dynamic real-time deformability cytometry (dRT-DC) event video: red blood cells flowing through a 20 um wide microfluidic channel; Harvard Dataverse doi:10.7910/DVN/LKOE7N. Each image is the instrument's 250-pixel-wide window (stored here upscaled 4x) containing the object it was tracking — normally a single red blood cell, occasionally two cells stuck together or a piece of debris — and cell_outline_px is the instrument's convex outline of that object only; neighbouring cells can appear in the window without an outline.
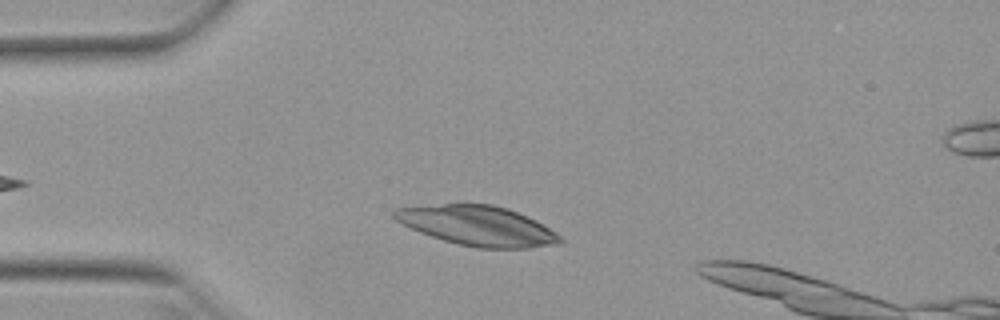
{"species": "Egyptian fruit bat (a non-hibernating species)", "species_latin": "Rousettus aegyptiacus", "temperature_condition": "warm", "stored_images_in_passage": 43, "camera_frame_rate_fps": 3000, "um_per_image_px": 0.085, "animal": {"sex": "female"}, "frame": {"image": 1, "passage_image": 8, "time_ms": 2.333, "image_size_px": [1000, 320], "cell_outline_px": [[564, 240], [556, 244], [528, 248], [480, 248], [460, 244], [444, 240], [420, 232], [396, 220], [392, 216], [392, 212], [396, 208], [444, 204], [492, 204], [508, 208], [556, 232]], "centroid_in_image_um": [40.58, 19.18], "position_along_channel_um": 44.4, "area_um2": 37.69}}
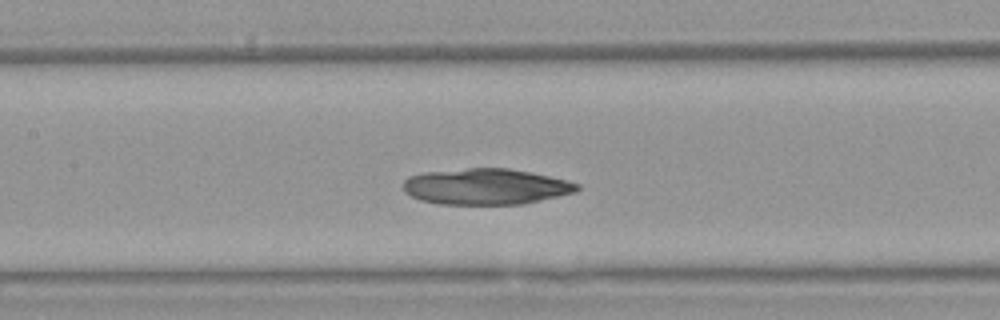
{"frame": {"image": 2, "passage_image": 19, "time_ms": 6.0, "image_size_px": [1000, 320], "cell_outline_px": [[580, 188], [576, 192], [524, 204], [440, 204], [420, 200], [404, 192], [404, 180], [408, 176], [424, 172], [468, 168], [508, 168], [568, 180], [580, 184]], "centroid_in_image_um": [41.3, 15.86], "position_along_channel_um": 166.1, "area_um2": 36.47}}
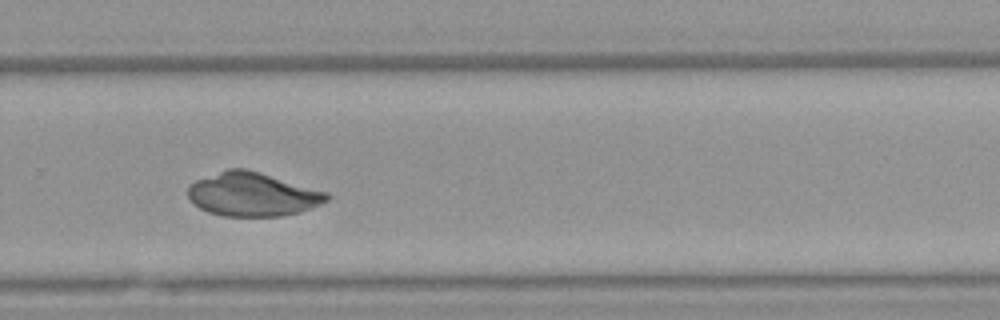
{"frame": {"image": 3, "passage_image": 30, "time_ms": 9.667, "image_size_px": [1000, 320], "cell_outline_px": [[332, 196], [328, 200], [320, 204], [300, 212], [280, 216], [224, 216], [208, 212], [200, 208], [188, 196], [188, 188], [196, 180], [228, 168], [244, 168], [260, 172], [328, 192]], "centroid_in_image_um": [21.5, 16.52], "position_along_channel_um": 308.3, "area_um2": 35.2}}